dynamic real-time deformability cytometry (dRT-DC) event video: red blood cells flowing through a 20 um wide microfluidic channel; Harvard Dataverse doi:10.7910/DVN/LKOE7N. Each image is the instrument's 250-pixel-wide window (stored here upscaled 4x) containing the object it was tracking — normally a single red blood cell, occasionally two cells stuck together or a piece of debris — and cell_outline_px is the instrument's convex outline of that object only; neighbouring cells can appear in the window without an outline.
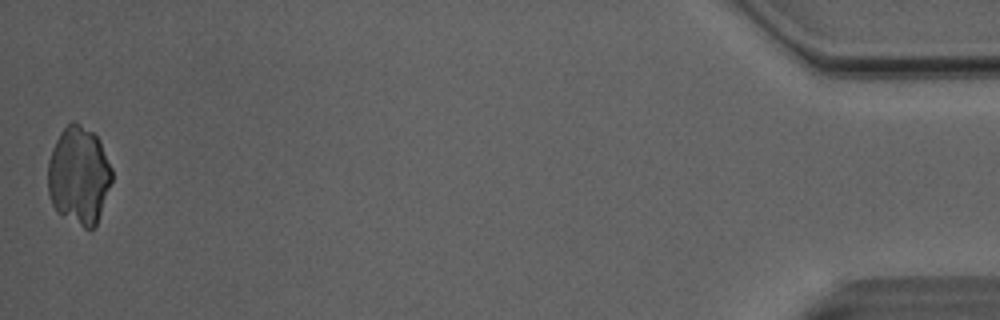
{"species": "Egyptian fruit bat (a non-hibernating species)", "species_latin": "Rousettus aegyptiacus", "temperature_condition": "room temperature", "stored_images_in_passage": 49, "camera_frame_rate_fps": 3000, "um_per_image_px": 0.085, "animal": {"sex": "male"}, "frame": {"image": 1, "passage_image": 49, "time_ms": 16.0, "image_size_px": [1000, 320], "cell_outline_px": [[112, 180], [96, 224], [92, 232], [84, 228], [56, 212], [52, 204], [48, 192], [48, 160], [52, 148], [60, 132], [72, 120], [76, 120], [92, 132], [100, 140], [112, 168]], "centroid_in_image_um": [6.69, 14.91], "position_along_channel_um": 428.5, "area_um2": 36.76}}